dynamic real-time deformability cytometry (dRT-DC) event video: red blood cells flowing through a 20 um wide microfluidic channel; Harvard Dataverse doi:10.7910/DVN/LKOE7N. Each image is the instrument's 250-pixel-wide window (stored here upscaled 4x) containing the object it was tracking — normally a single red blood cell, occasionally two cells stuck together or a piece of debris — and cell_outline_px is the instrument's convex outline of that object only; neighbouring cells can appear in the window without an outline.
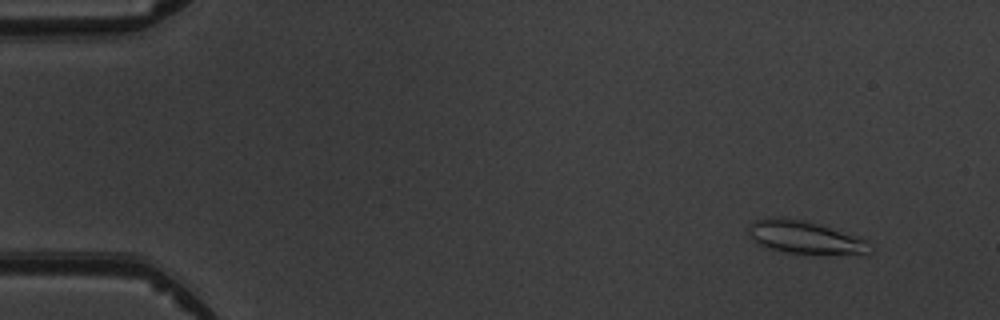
{"species": "common noctule bat (a hibernating species)", "species_latin": "Nyctalus noctula", "temperature_condition": "warm", "stored_images_in_passage": 5, "camera_frame_rate_fps": 3000, "um_per_image_px": 0.085, "animal": {"sex": "male", "body_mass_g": 19.5, "forearm_length_mm": 54.6}, "frame": {"image": 1, "passage_image": 2, "time_ms": 1.333, "image_size_px": [1000, 320], "cell_outline_px": [[872, 252], [868, 256], [864, 256], [788, 252], [764, 248], [756, 244], [752, 240], [748, 232], [748, 228], [756, 220], [780, 216], [804, 220], [820, 224], [868, 240]], "centroid_in_image_um": [68.49, 20.2], "position_along_channel_um": 16.5, "area_um2": 23.81}}
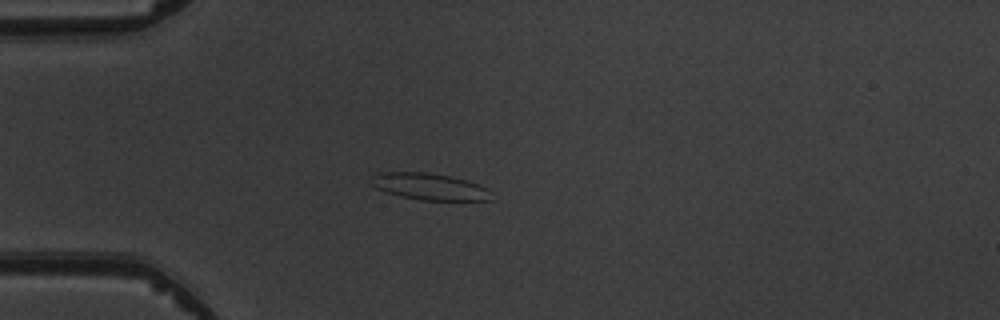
{"frame": {"image": 2, "passage_image": 5, "time_ms": 4.667, "image_size_px": [1000, 320], "cell_outline_px": [[492, 200], [420, 200], [400, 196], [376, 188], [368, 180], [368, 176], [380, 172], [428, 172], [452, 176], [468, 180], [480, 184], [488, 188], [492, 192]], "centroid_in_image_um": [36.51, 15.84], "position_along_channel_um": 48.5, "area_um2": 19.07}}